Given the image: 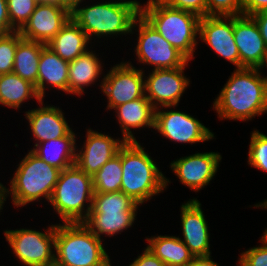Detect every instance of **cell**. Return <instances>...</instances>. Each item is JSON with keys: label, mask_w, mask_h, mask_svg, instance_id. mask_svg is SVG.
Segmentation results:
<instances>
[{"label": "cell", "mask_w": 267, "mask_h": 266, "mask_svg": "<svg viewBox=\"0 0 267 266\" xmlns=\"http://www.w3.org/2000/svg\"><path fill=\"white\" fill-rule=\"evenodd\" d=\"M95 50L91 48L84 54L69 62L68 73V95L73 94L82 97L85 88L93 86L97 81V85L102 88L104 63ZM99 78V79H98ZM101 78V79H100ZM101 80V82H100Z\"/></svg>", "instance_id": "22"}, {"label": "cell", "mask_w": 267, "mask_h": 266, "mask_svg": "<svg viewBox=\"0 0 267 266\" xmlns=\"http://www.w3.org/2000/svg\"><path fill=\"white\" fill-rule=\"evenodd\" d=\"M266 68L267 69V53H266V55H265V57H264V60H263V62H262V65L260 66V68H259V70L261 71H263V68ZM263 75V77L266 79V81H267V76H265V74H262Z\"/></svg>", "instance_id": "43"}, {"label": "cell", "mask_w": 267, "mask_h": 266, "mask_svg": "<svg viewBox=\"0 0 267 266\" xmlns=\"http://www.w3.org/2000/svg\"><path fill=\"white\" fill-rule=\"evenodd\" d=\"M39 102V106L25 112L34 144L67 136L72 130L61 108Z\"/></svg>", "instance_id": "20"}, {"label": "cell", "mask_w": 267, "mask_h": 266, "mask_svg": "<svg viewBox=\"0 0 267 266\" xmlns=\"http://www.w3.org/2000/svg\"><path fill=\"white\" fill-rule=\"evenodd\" d=\"M179 210L183 236L179 238L194 257L211 256V234L200 201L197 198L184 201Z\"/></svg>", "instance_id": "18"}, {"label": "cell", "mask_w": 267, "mask_h": 266, "mask_svg": "<svg viewBox=\"0 0 267 266\" xmlns=\"http://www.w3.org/2000/svg\"><path fill=\"white\" fill-rule=\"evenodd\" d=\"M260 238L267 242V228L264 230L263 235Z\"/></svg>", "instance_id": "44"}, {"label": "cell", "mask_w": 267, "mask_h": 266, "mask_svg": "<svg viewBox=\"0 0 267 266\" xmlns=\"http://www.w3.org/2000/svg\"><path fill=\"white\" fill-rule=\"evenodd\" d=\"M2 182H0V213L3 211V208H2V203H1V186H2ZM2 210V211H1Z\"/></svg>", "instance_id": "45"}, {"label": "cell", "mask_w": 267, "mask_h": 266, "mask_svg": "<svg viewBox=\"0 0 267 266\" xmlns=\"http://www.w3.org/2000/svg\"><path fill=\"white\" fill-rule=\"evenodd\" d=\"M25 154L9 181L10 188L1 186L2 208L8 197L17 209L43 199L49 204L61 170L47 164L31 150Z\"/></svg>", "instance_id": "4"}, {"label": "cell", "mask_w": 267, "mask_h": 266, "mask_svg": "<svg viewBox=\"0 0 267 266\" xmlns=\"http://www.w3.org/2000/svg\"><path fill=\"white\" fill-rule=\"evenodd\" d=\"M188 266H220L216 263L212 256L194 257L192 262Z\"/></svg>", "instance_id": "40"}, {"label": "cell", "mask_w": 267, "mask_h": 266, "mask_svg": "<svg viewBox=\"0 0 267 266\" xmlns=\"http://www.w3.org/2000/svg\"><path fill=\"white\" fill-rule=\"evenodd\" d=\"M145 238L146 247L166 266H188L194 259L179 236L153 235Z\"/></svg>", "instance_id": "26"}, {"label": "cell", "mask_w": 267, "mask_h": 266, "mask_svg": "<svg viewBox=\"0 0 267 266\" xmlns=\"http://www.w3.org/2000/svg\"><path fill=\"white\" fill-rule=\"evenodd\" d=\"M68 73L69 62L61 59L52 49L45 45L39 60L38 95L45 99L46 90H51L52 88L68 94Z\"/></svg>", "instance_id": "23"}, {"label": "cell", "mask_w": 267, "mask_h": 266, "mask_svg": "<svg viewBox=\"0 0 267 266\" xmlns=\"http://www.w3.org/2000/svg\"><path fill=\"white\" fill-rule=\"evenodd\" d=\"M140 206L121 191L94 193L92 209L83 224L99 239L104 240V235L111 238L135 224Z\"/></svg>", "instance_id": "8"}, {"label": "cell", "mask_w": 267, "mask_h": 266, "mask_svg": "<svg viewBox=\"0 0 267 266\" xmlns=\"http://www.w3.org/2000/svg\"><path fill=\"white\" fill-rule=\"evenodd\" d=\"M259 246H253L239 254L238 261L242 266H267V242L260 238Z\"/></svg>", "instance_id": "34"}, {"label": "cell", "mask_w": 267, "mask_h": 266, "mask_svg": "<svg viewBox=\"0 0 267 266\" xmlns=\"http://www.w3.org/2000/svg\"><path fill=\"white\" fill-rule=\"evenodd\" d=\"M46 44L22 38L15 52L13 73L35 85L38 93L40 54Z\"/></svg>", "instance_id": "28"}, {"label": "cell", "mask_w": 267, "mask_h": 266, "mask_svg": "<svg viewBox=\"0 0 267 266\" xmlns=\"http://www.w3.org/2000/svg\"><path fill=\"white\" fill-rule=\"evenodd\" d=\"M221 160L219 152H197L171 161L169 168L181 184L196 193L210 185Z\"/></svg>", "instance_id": "14"}, {"label": "cell", "mask_w": 267, "mask_h": 266, "mask_svg": "<svg viewBox=\"0 0 267 266\" xmlns=\"http://www.w3.org/2000/svg\"><path fill=\"white\" fill-rule=\"evenodd\" d=\"M44 266H61V265H59V264H57V263H52V264H49V265H44Z\"/></svg>", "instance_id": "47"}, {"label": "cell", "mask_w": 267, "mask_h": 266, "mask_svg": "<svg viewBox=\"0 0 267 266\" xmlns=\"http://www.w3.org/2000/svg\"><path fill=\"white\" fill-rule=\"evenodd\" d=\"M107 70L100 91L106 96L108 112L115 107L145 96V68L122 60Z\"/></svg>", "instance_id": "11"}, {"label": "cell", "mask_w": 267, "mask_h": 266, "mask_svg": "<svg viewBox=\"0 0 267 266\" xmlns=\"http://www.w3.org/2000/svg\"><path fill=\"white\" fill-rule=\"evenodd\" d=\"M121 166V192L140 205L163 194L171 183L139 141L125 142L121 146Z\"/></svg>", "instance_id": "3"}, {"label": "cell", "mask_w": 267, "mask_h": 266, "mask_svg": "<svg viewBox=\"0 0 267 266\" xmlns=\"http://www.w3.org/2000/svg\"><path fill=\"white\" fill-rule=\"evenodd\" d=\"M55 226L48 224L44 232L26 227L6 229L3 234L18 263L44 266L55 262Z\"/></svg>", "instance_id": "10"}, {"label": "cell", "mask_w": 267, "mask_h": 266, "mask_svg": "<svg viewBox=\"0 0 267 266\" xmlns=\"http://www.w3.org/2000/svg\"><path fill=\"white\" fill-rule=\"evenodd\" d=\"M251 132L247 163L250 167L267 172V135L257 129Z\"/></svg>", "instance_id": "30"}, {"label": "cell", "mask_w": 267, "mask_h": 266, "mask_svg": "<svg viewBox=\"0 0 267 266\" xmlns=\"http://www.w3.org/2000/svg\"><path fill=\"white\" fill-rule=\"evenodd\" d=\"M22 38L18 31L0 35V75L13 72L15 52Z\"/></svg>", "instance_id": "31"}, {"label": "cell", "mask_w": 267, "mask_h": 266, "mask_svg": "<svg viewBox=\"0 0 267 266\" xmlns=\"http://www.w3.org/2000/svg\"><path fill=\"white\" fill-rule=\"evenodd\" d=\"M46 45L67 62H72L89 48L93 49L87 34L72 18Z\"/></svg>", "instance_id": "25"}, {"label": "cell", "mask_w": 267, "mask_h": 266, "mask_svg": "<svg viewBox=\"0 0 267 266\" xmlns=\"http://www.w3.org/2000/svg\"><path fill=\"white\" fill-rule=\"evenodd\" d=\"M145 3L141 4V15L189 61L194 60L201 17L170 7L160 0H147Z\"/></svg>", "instance_id": "5"}, {"label": "cell", "mask_w": 267, "mask_h": 266, "mask_svg": "<svg viewBox=\"0 0 267 266\" xmlns=\"http://www.w3.org/2000/svg\"><path fill=\"white\" fill-rule=\"evenodd\" d=\"M77 133L71 131L65 137L34 144L30 150L47 164L61 171L75 165Z\"/></svg>", "instance_id": "24"}, {"label": "cell", "mask_w": 267, "mask_h": 266, "mask_svg": "<svg viewBox=\"0 0 267 266\" xmlns=\"http://www.w3.org/2000/svg\"><path fill=\"white\" fill-rule=\"evenodd\" d=\"M128 266H166L147 247Z\"/></svg>", "instance_id": "36"}, {"label": "cell", "mask_w": 267, "mask_h": 266, "mask_svg": "<svg viewBox=\"0 0 267 266\" xmlns=\"http://www.w3.org/2000/svg\"><path fill=\"white\" fill-rule=\"evenodd\" d=\"M155 108L146 98H138L136 100L119 105L113 109L117 123L120 126L122 139L126 142L138 141L135 137L136 129H152L155 127ZM134 129V130H132Z\"/></svg>", "instance_id": "21"}, {"label": "cell", "mask_w": 267, "mask_h": 266, "mask_svg": "<svg viewBox=\"0 0 267 266\" xmlns=\"http://www.w3.org/2000/svg\"><path fill=\"white\" fill-rule=\"evenodd\" d=\"M251 16L254 18L255 22L257 23L260 29L261 36L267 47V10L257 12Z\"/></svg>", "instance_id": "39"}, {"label": "cell", "mask_w": 267, "mask_h": 266, "mask_svg": "<svg viewBox=\"0 0 267 266\" xmlns=\"http://www.w3.org/2000/svg\"><path fill=\"white\" fill-rule=\"evenodd\" d=\"M213 101L218 120L251 121L267 113V81L258 68L234 69Z\"/></svg>", "instance_id": "1"}, {"label": "cell", "mask_w": 267, "mask_h": 266, "mask_svg": "<svg viewBox=\"0 0 267 266\" xmlns=\"http://www.w3.org/2000/svg\"><path fill=\"white\" fill-rule=\"evenodd\" d=\"M15 31L10 24L7 0H0V35Z\"/></svg>", "instance_id": "37"}, {"label": "cell", "mask_w": 267, "mask_h": 266, "mask_svg": "<svg viewBox=\"0 0 267 266\" xmlns=\"http://www.w3.org/2000/svg\"><path fill=\"white\" fill-rule=\"evenodd\" d=\"M176 108L177 106H165L155 110L154 130L161 134L159 136H163L175 144L191 145L215 139L210 128L206 127L198 118L176 110Z\"/></svg>", "instance_id": "12"}, {"label": "cell", "mask_w": 267, "mask_h": 266, "mask_svg": "<svg viewBox=\"0 0 267 266\" xmlns=\"http://www.w3.org/2000/svg\"><path fill=\"white\" fill-rule=\"evenodd\" d=\"M189 60L179 68L148 69L145 74V96L155 109L165 106H179L181 97L190 86V79L185 76ZM150 72V73H149ZM147 75V76H146Z\"/></svg>", "instance_id": "13"}, {"label": "cell", "mask_w": 267, "mask_h": 266, "mask_svg": "<svg viewBox=\"0 0 267 266\" xmlns=\"http://www.w3.org/2000/svg\"><path fill=\"white\" fill-rule=\"evenodd\" d=\"M160 1L170 7L193 12L200 17L207 16V0H160Z\"/></svg>", "instance_id": "35"}, {"label": "cell", "mask_w": 267, "mask_h": 266, "mask_svg": "<svg viewBox=\"0 0 267 266\" xmlns=\"http://www.w3.org/2000/svg\"><path fill=\"white\" fill-rule=\"evenodd\" d=\"M264 10H267V0H243L244 15L251 16Z\"/></svg>", "instance_id": "38"}, {"label": "cell", "mask_w": 267, "mask_h": 266, "mask_svg": "<svg viewBox=\"0 0 267 266\" xmlns=\"http://www.w3.org/2000/svg\"><path fill=\"white\" fill-rule=\"evenodd\" d=\"M135 33L137 39L134 41H137L133 50L138 65L151 66L152 70L173 69L182 67L188 61L141 14L133 24L131 36Z\"/></svg>", "instance_id": "9"}, {"label": "cell", "mask_w": 267, "mask_h": 266, "mask_svg": "<svg viewBox=\"0 0 267 266\" xmlns=\"http://www.w3.org/2000/svg\"><path fill=\"white\" fill-rule=\"evenodd\" d=\"M93 178L76 164L60 172L49 201L61 223H83L92 209Z\"/></svg>", "instance_id": "7"}, {"label": "cell", "mask_w": 267, "mask_h": 266, "mask_svg": "<svg viewBox=\"0 0 267 266\" xmlns=\"http://www.w3.org/2000/svg\"><path fill=\"white\" fill-rule=\"evenodd\" d=\"M103 241L83 223H56L55 263L61 266H102L110 260Z\"/></svg>", "instance_id": "6"}, {"label": "cell", "mask_w": 267, "mask_h": 266, "mask_svg": "<svg viewBox=\"0 0 267 266\" xmlns=\"http://www.w3.org/2000/svg\"><path fill=\"white\" fill-rule=\"evenodd\" d=\"M199 41L239 69V53L233 34V16L207 15L200 18Z\"/></svg>", "instance_id": "17"}, {"label": "cell", "mask_w": 267, "mask_h": 266, "mask_svg": "<svg viewBox=\"0 0 267 266\" xmlns=\"http://www.w3.org/2000/svg\"><path fill=\"white\" fill-rule=\"evenodd\" d=\"M233 34L239 53V69H259L267 47L254 18L244 14L233 16Z\"/></svg>", "instance_id": "19"}, {"label": "cell", "mask_w": 267, "mask_h": 266, "mask_svg": "<svg viewBox=\"0 0 267 266\" xmlns=\"http://www.w3.org/2000/svg\"><path fill=\"white\" fill-rule=\"evenodd\" d=\"M123 170L121 166V147L111 160L103 165L92 177L94 193L121 191Z\"/></svg>", "instance_id": "29"}, {"label": "cell", "mask_w": 267, "mask_h": 266, "mask_svg": "<svg viewBox=\"0 0 267 266\" xmlns=\"http://www.w3.org/2000/svg\"><path fill=\"white\" fill-rule=\"evenodd\" d=\"M243 14V0H207V15L235 16Z\"/></svg>", "instance_id": "33"}, {"label": "cell", "mask_w": 267, "mask_h": 266, "mask_svg": "<svg viewBox=\"0 0 267 266\" xmlns=\"http://www.w3.org/2000/svg\"><path fill=\"white\" fill-rule=\"evenodd\" d=\"M255 208H262V209H265L267 210V199H264L263 202H258L256 204L253 205Z\"/></svg>", "instance_id": "42"}, {"label": "cell", "mask_w": 267, "mask_h": 266, "mask_svg": "<svg viewBox=\"0 0 267 266\" xmlns=\"http://www.w3.org/2000/svg\"><path fill=\"white\" fill-rule=\"evenodd\" d=\"M40 0H7L11 27L19 31L35 10Z\"/></svg>", "instance_id": "32"}, {"label": "cell", "mask_w": 267, "mask_h": 266, "mask_svg": "<svg viewBox=\"0 0 267 266\" xmlns=\"http://www.w3.org/2000/svg\"><path fill=\"white\" fill-rule=\"evenodd\" d=\"M111 260H112V259H110L106 264H104V265H102V266H112Z\"/></svg>", "instance_id": "46"}, {"label": "cell", "mask_w": 267, "mask_h": 266, "mask_svg": "<svg viewBox=\"0 0 267 266\" xmlns=\"http://www.w3.org/2000/svg\"><path fill=\"white\" fill-rule=\"evenodd\" d=\"M30 98L37 104L42 100L34 84L13 72L0 75V105L19 110Z\"/></svg>", "instance_id": "27"}, {"label": "cell", "mask_w": 267, "mask_h": 266, "mask_svg": "<svg viewBox=\"0 0 267 266\" xmlns=\"http://www.w3.org/2000/svg\"><path fill=\"white\" fill-rule=\"evenodd\" d=\"M53 1L56 2L58 5L66 8L72 13L80 4H82L86 0H53ZM90 1L95 2V0H90Z\"/></svg>", "instance_id": "41"}, {"label": "cell", "mask_w": 267, "mask_h": 266, "mask_svg": "<svg viewBox=\"0 0 267 266\" xmlns=\"http://www.w3.org/2000/svg\"><path fill=\"white\" fill-rule=\"evenodd\" d=\"M71 19V12L54 1H40L18 31L28 40L47 44Z\"/></svg>", "instance_id": "15"}, {"label": "cell", "mask_w": 267, "mask_h": 266, "mask_svg": "<svg viewBox=\"0 0 267 266\" xmlns=\"http://www.w3.org/2000/svg\"><path fill=\"white\" fill-rule=\"evenodd\" d=\"M83 144L77 145L75 164L86 174L94 176L100 168L117 155L119 148L126 142L124 139L114 138L86 128Z\"/></svg>", "instance_id": "16"}, {"label": "cell", "mask_w": 267, "mask_h": 266, "mask_svg": "<svg viewBox=\"0 0 267 266\" xmlns=\"http://www.w3.org/2000/svg\"><path fill=\"white\" fill-rule=\"evenodd\" d=\"M89 2L80 4L71 13V18L87 34L91 43L106 37L111 40L113 37L131 36L133 24L141 14L140 0Z\"/></svg>", "instance_id": "2"}]
</instances>
